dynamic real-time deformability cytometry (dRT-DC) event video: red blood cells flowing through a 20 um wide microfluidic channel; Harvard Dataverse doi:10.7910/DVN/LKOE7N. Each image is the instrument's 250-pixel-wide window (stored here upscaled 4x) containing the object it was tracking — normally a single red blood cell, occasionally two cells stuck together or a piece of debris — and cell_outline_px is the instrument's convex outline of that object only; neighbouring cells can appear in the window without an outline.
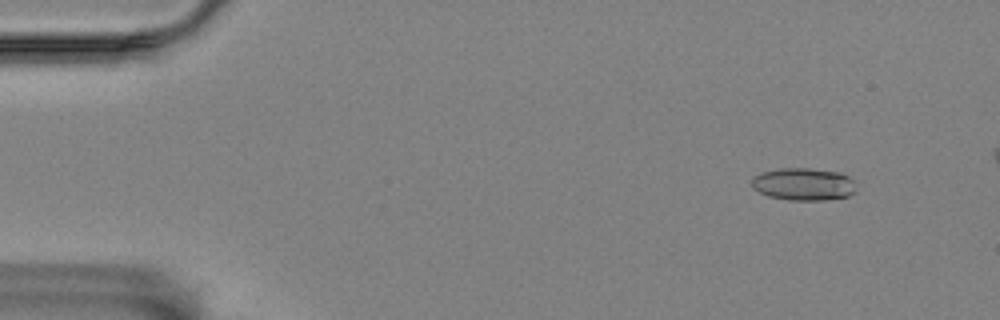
{"species": "Egyptian fruit bat (a non-hibernating species)", "species_latin": "Rousettus aegyptiacus", "temperature_condition": "room temperature", "stored_images_in_passage": 11, "camera_frame_rate_fps": 3000, "um_per_image_px": 0.085, "animal": {"sex": "female"}, "frame": {"image": 1, "passage_image": 2, "time_ms": 1.0, "image_size_px": [1000, 320], "cell_outline_px": [[856, 192], [848, 196], [828, 200], [788, 200], [768, 196], [752, 188], [752, 176], [760, 172], [780, 168], [808, 168], [840, 172], [848, 176], [852, 180]], "centroid_in_image_um": [68.28, 15.65], "position_along_channel_um": 16.7, "area_um2": 19.94}}
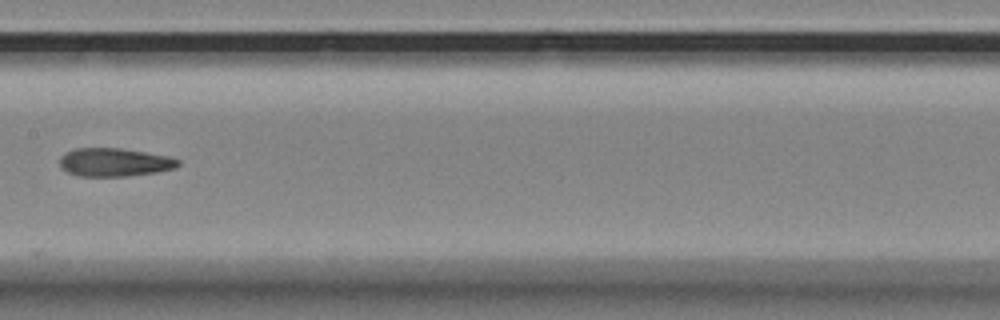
{"frame": {"image": 2, "passage_image": 8, "time_ms": 9.0, "image_size_px": [1000, 320], "cell_outline_px": [[180, 164], [176, 168], [156, 172], [128, 176], [76, 176], [68, 172], [60, 164], [60, 156], [64, 152], [76, 148], [120, 148], [168, 156], [180, 160]], "centroid_in_image_um": [9.73, 13.79], "position_along_channel_um": 197.7, "area_um2": 19.54}}
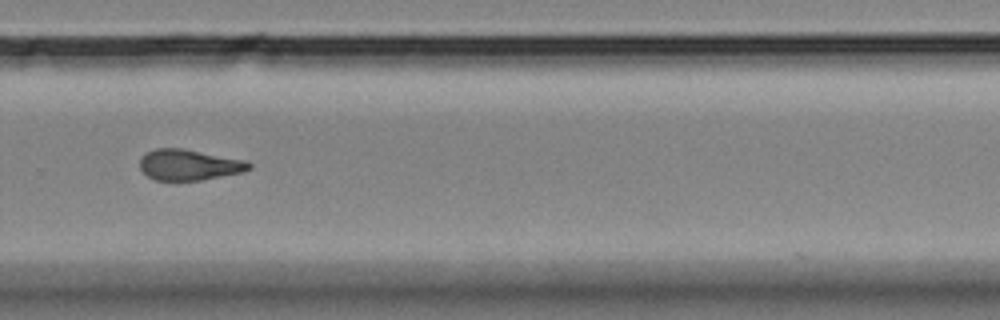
{"frame": {"image": 3, "passage_image": 11, "time_ms": 12.333, "image_size_px": [1000, 320], "cell_outline_px": [[252, 168], [244, 172], [200, 180], [156, 180], [148, 176], [140, 168], [140, 160], [148, 152], [156, 148], [184, 148], [248, 160], [252, 164]], "centroid_in_image_um": [16.14, 14.0], "position_along_channel_um": 313.7, "area_um2": 19.71}}